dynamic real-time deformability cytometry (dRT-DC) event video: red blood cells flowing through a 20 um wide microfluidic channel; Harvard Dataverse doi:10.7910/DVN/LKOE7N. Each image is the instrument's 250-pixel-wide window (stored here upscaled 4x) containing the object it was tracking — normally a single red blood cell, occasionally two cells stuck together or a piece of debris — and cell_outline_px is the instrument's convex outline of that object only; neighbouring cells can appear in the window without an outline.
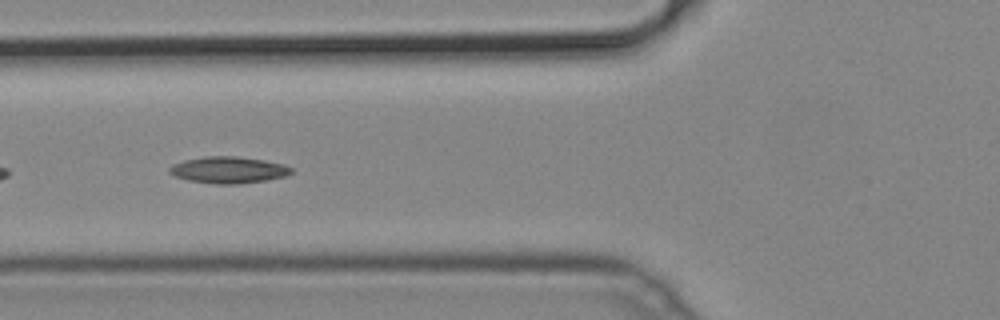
{"species": "common noctule bat (a hibernating species)", "species_latin": "Nyctalus noctula", "temperature_condition": "cold", "stored_images_in_passage": 45, "camera_frame_rate_fps": 3000, "um_per_image_px": 0.085, "animal": {"sex": "male", "body_mass_g": 19.2, "forearm_length_mm": 51.8}, "frame": {"image": 1, "passage_image": 12, "time_ms": 3.667, "image_size_px": [1000, 320], "cell_outline_px": [[292, 172], [284, 176], [264, 180], [236, 184], [216, 184], [188, 180], [176, 176], [168, 172], [168, 168], [172, 164], [184, 160], [204, 156], [236, 156], [264, 160], [284, 164], [292, 168]], "centroid_in_image_um": [19.38, 14.43], "position_along_channel_um": 106.4, "area_um2": 18.79}}
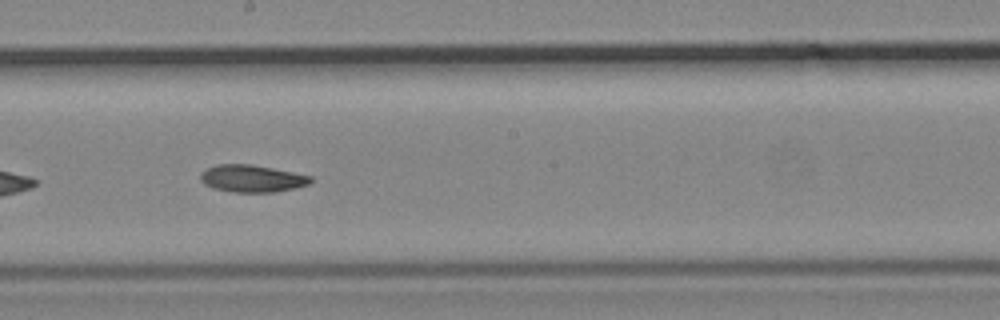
{"frame": {"image": 2, "passage_image": 21, "time_ms": 6.667, "image_size_px": [1000, 320], "cell_outline_px": [[312, 180], [308, 184], [296, 188], [276, 192], [232, 192], [212, 188], [204, 184], [200, 180], [200, 176], [208, 168], [216, 164], [252, 164], [312, 176]], "centroid_in_image_um": [21.42, 15.18], "position_along_channel_um": 226.8, "area_um2": 17.46}}
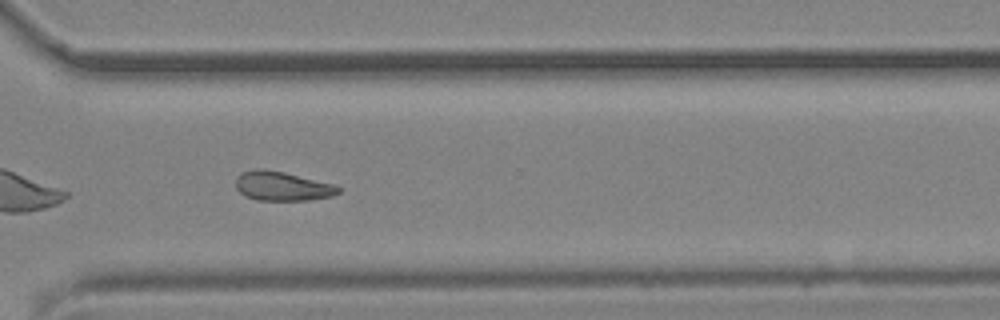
{"frame": {"image": 3, "passage_image": 30, "time_ms": 9.667, "image_size_px": [1000, 320], "cell_outline_px": [[344, 188], [340, 192], [332, 196], [308, 200], [256, 200], [244, 196], [236, 188], [236, 176], [240, 172], [256, 168], [264, 168], [284, 172], [336, 184]], "centroid_in_image_um": [24.0, 15.81], "position_along_channel_um": 346.6, "area_um2": 17.86}}